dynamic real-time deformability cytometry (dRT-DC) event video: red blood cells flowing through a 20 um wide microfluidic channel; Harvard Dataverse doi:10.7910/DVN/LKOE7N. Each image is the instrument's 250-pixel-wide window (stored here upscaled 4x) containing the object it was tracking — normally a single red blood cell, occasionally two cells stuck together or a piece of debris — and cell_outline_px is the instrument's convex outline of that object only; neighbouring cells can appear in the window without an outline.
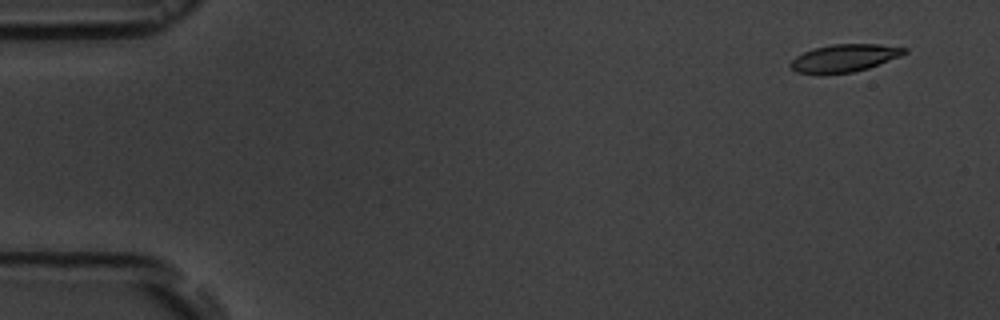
{"species": "common noctule bat (a hibernating species)", "species_latin": "Nyctalus noctula", "temperature_condition": "room temperature", "stored_images_in_passage": 4, "camera_frame_rate_fps": 3000, "um_per_image_px": 0.085, "animal": {"sex": "male", "body_mass_g": 19.5, "forearm_length_mm": 54.6}, "frame": {"image": 1, "passage_image": 1, "time_ms": 0.0, "image_size_px": [1000, 320], "cell_outline_px": [[908, 52], [900, 56], [868, 68], [852, 72], [820, 76], [796, 72], [788, 64], [796, 56], [812, 48], [832, 44], [880, 44], [908, 48]], "centroid_in_image_um": [71.73, 4.95], "position_along_channel_um": 13.3, "area_um2": 18.73}}
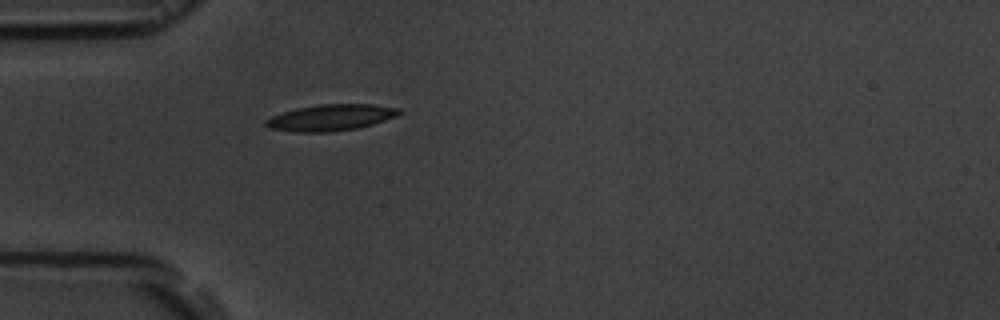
{"frame": {"image": 2, "passage_image": 4, "time_ms": 4.333, "image_size_px": [1000, 320], "cell_outline_px": [[404, 112], [396, 116], [372, 124], [356, 128], [332, 132], [296, 132], [268, 128], [264, 124], [264, 120], [272, 116], [296, 108], [320, 104], [372, 104], [400, 108]], "centroid_in_image_um": [28.12, 9.99], "position_along_channel_um": 56.9, "area_um2": 20.46}}